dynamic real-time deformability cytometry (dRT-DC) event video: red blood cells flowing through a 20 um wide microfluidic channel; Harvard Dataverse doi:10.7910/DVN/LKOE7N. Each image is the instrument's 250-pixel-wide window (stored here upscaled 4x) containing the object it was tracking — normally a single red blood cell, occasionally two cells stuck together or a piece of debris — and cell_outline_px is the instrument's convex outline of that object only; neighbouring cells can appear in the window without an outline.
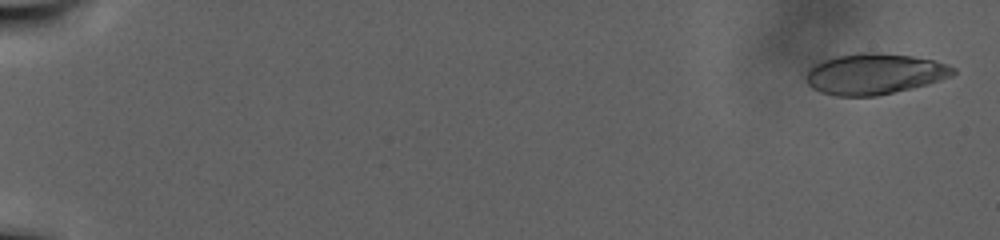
{"species": "human", "species_latin": "Homo sapiens", "temperature_condition": "warm", "stored_images_in_passage": 110, "camera_frame_rate_fps": 3000, "um_per_image_px": 0.085, "donor": {"sex": "male"}, "frame": {"image": 1, "passage_image": 3, "time_ms": 0.667, "image_size_px": [1000, 240], "cell_outline_px": [[956, 72], [952, 76], [940, 80], [912, 88], [876, 96], [836, 96], [820, 92], [812, 88], [808, 84], [804, 76], [816, 64], [824, 60], [836, 56], [856, 52], [876, 52], [912, 56], [932, 60], [956, 68]], "centroid_in_image_um": [74.32, 6.28], "position_along_channel_um": 10.7, "area_um2": 34.91}}
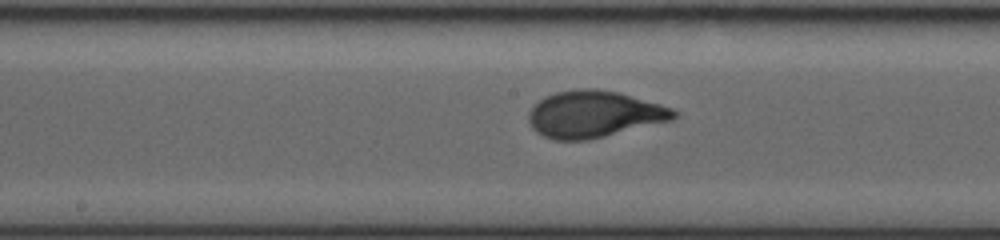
{"frame": {"image": 2, "passage_image": 62, "time_ms": 20.333, "image_size_px": [1000, 240], "cell_outline_px": [[680, 116], [672, 120], [588, 140], [556, 140], [544, 136], [536, 132], [532, 128], [528, 120], [528, 112], [544, 96], [556, 92], [576, 88], [596, 88], [620, 92], [660, 104], [672, 108], [680, 112]], "centroid_in_image_um": [50.51, 9.69], "position_along_channel_um": 197.7, "area_um2": 39.77}}
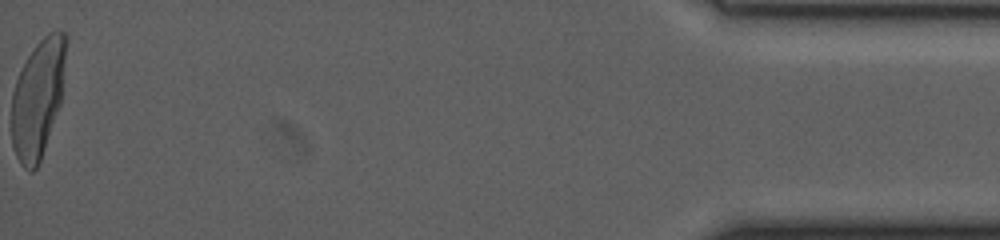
{"frame": {"image": 3, "passage_image": 110, "time_ms": 36.333, "image_size_px": [1000, 240], "cell_outline_px": [[68, 40], [60, 104], [40, 160], [36, 168], [32, 172], [28, 172], [20, 164], [16, 156], [12, 144], [12, 92], [16, 80], [28, 56], [36, 44], [48, 32], [56, 28], [64, 32], [68, 36]], "centroid_in_image_um": [3.23, 8.31], "position_along_channel_um": 432.0, "area_um2": 37.51}}